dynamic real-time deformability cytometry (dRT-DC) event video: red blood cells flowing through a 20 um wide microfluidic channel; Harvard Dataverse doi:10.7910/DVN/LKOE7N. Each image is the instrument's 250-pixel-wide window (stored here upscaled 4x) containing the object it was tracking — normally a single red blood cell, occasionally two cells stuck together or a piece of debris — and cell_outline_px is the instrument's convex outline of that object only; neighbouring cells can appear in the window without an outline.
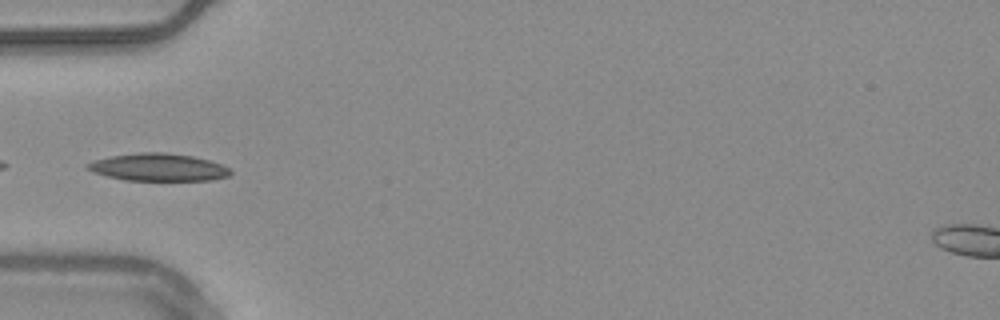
{"species": "common noctule bat (a hibernating species)", "species_latin": "Nyctalus noctula", "temperature_condition": "warm", "stored_images_in_passage": 37, "camera_frame_rate_fps": 3000, "um_per_image_px": 0.085, "animal": {"sex": "male", "body_mass_g": 20.4}, "frame": {"image": 1, "passage_image": 1, "time_ms": 0.0, "image_size_px": [1000, 320], "cell_outline_px": [[232, 172], [228, 176], [212, 180], [124, 180], [92, 172], [84, 168], [84, 164], [96, 160], [112, 156], [140, 152], [164, 152], [192, 156], [208, 160], [220, 164], [228, 168]], "centroid_in_image_um": [13.42, 14.22], "position_along_channel_um": 71.6, "area_um2": 22.77}, "authors_computed_cell_mechanics": {"area_um2": 20.808, "velocity_mm_per_s": 3.7206, "shape_relaxation_time_tau1_ms": 8.8432, "shape_relaxation_time_tau2_ms": null, "deformation_change_tau1": 0.1456, "deformation_change_tau2": null}}